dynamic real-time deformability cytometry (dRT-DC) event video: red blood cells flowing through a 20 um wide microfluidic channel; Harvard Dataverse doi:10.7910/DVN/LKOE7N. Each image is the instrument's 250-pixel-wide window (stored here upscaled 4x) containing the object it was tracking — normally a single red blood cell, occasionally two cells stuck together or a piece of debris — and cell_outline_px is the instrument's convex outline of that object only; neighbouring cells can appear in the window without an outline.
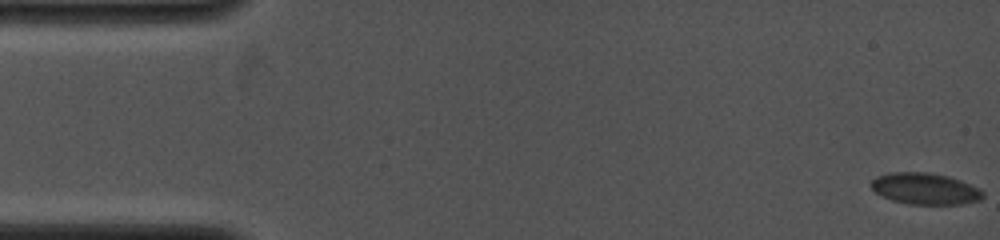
{"species": "common noctule bat (a hibernating species)", "species_latin": "Nyctalus noctula", "temperature_condition": "cold", "stored_images_in_passage": 9, "camera_frame_rate_fps": 4000, "um_per_image_px": 0.085, "animal": {"sex": "female", "body_mass_g": 19.0, "forearm_length_mm": 53.3}, "frame": {"image": 1, "passage_image": 1, "time_ms": 0.0, "image_size_px": [1000, 240], "cell_outline_px": [[984, 196], [980, 200], [960, 204], [908, 204], [892, 200], [880, 196], [872, 188], [872, 180], [876, 176], [892, 172], [928, 172], [948, 176], [960, 180], [980, 188], [984, 192]], "centroid_in_image_um": [78.64, 16.04], "position_along_channel_um": 6.4, "area_um2": 20.52}}
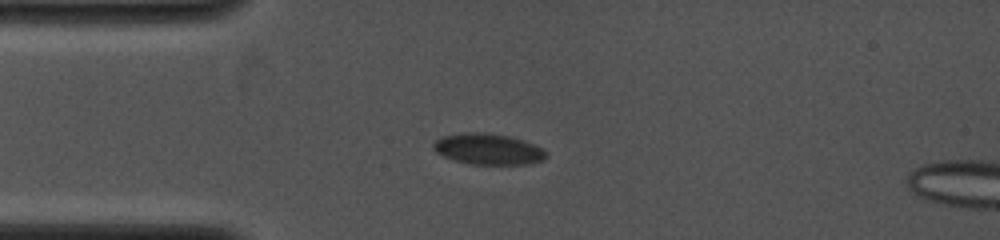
{"frame": {"image": 2, "passage_image": 7, "time_ms": 4.0, "image_size_px": [1000, 240], "cell_outline_px": [[548, 156], [544, 160], [528, 164], [468, 164], [444, 156], [436, 152], [432, 148], [432, 144], [436, 140], [444, 136], [464, 132], [484, 132], [508, 136], [544, 148], [548, 152]], "centroid_in_image_um": [41.51, 12.68], "position_along_channel_um": 43.5, "area_um2": 20.35}}